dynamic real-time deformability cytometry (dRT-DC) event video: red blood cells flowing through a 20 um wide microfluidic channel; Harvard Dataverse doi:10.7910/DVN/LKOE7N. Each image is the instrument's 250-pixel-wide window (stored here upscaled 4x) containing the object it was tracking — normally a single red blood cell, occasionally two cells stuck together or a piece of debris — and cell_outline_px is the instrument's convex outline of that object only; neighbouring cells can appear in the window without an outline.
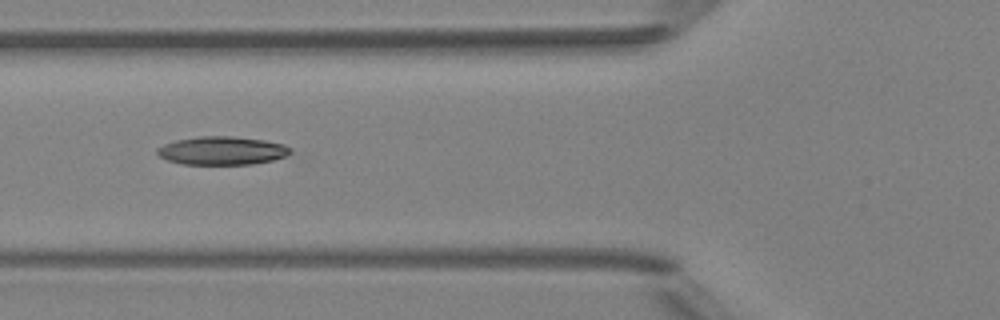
{"species": "Egyptian fruit bat (a non-hibernating species)", "species_latin": "Rousettus aegyptiacus", "temperature_condition": "room temperature", "stored_images_in_passage": 6, "camera_frame_rate_fps": 3000, "um_per_image_px": 0.085, "animal": {"sex": "female"}, "frame": {"image": 1, "passage_image": 6, "time_ms": 5.667, "image_size_px": [1000, 320], "cell_outline_px": [[292, 152], [288, 156], [272, 160], [252, 164], [184, 164], [168, 160], [160, 156], [156, 152], [156, 148], [164, 144], [176, 140], [200, 136], [232, 136], [264, 140], [284, 144], [292, 148]], "centroid_in_image_um": [18.91, 12.8], "position_along_channel_um": 106.9, "area_um2": 22.02}}